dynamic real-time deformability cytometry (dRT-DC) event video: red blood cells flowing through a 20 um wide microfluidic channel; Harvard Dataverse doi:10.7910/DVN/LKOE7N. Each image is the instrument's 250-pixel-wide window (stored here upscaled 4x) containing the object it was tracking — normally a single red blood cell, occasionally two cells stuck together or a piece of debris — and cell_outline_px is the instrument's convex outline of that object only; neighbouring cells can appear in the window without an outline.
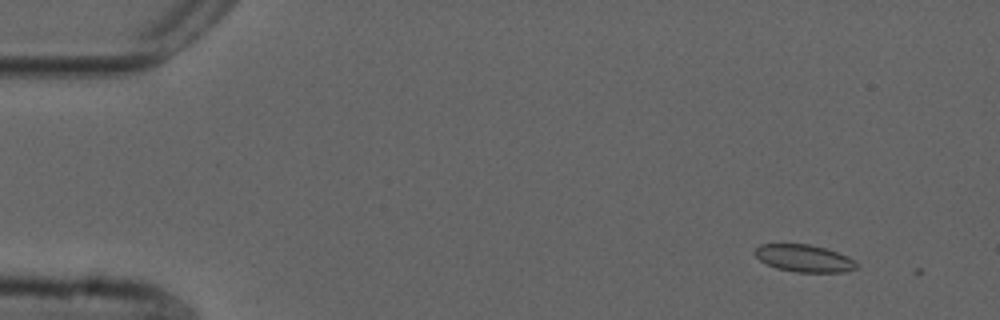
{"species": "common noctule bat (a hibernating species)", "species_latin": "Nyctalus noctula", "temperature_condition": "cold", "stored_images_in_passage": 4, "camera_frame_rate_fps": 3000, "um_per_image_px": 0.085, "animal": {"sex": "male", "forearm_length_mm": 52.5}, "frame": {"image": 1, "passage_image": 2, "time_ms": 0.333, "image_size_px": [1000, 320], "cell_outline_px": [[856, 268], [844, 272], [796, 272], [776, 268], [760, 260], [752, 252], [760, 244], [808, 244], [824, 248], [848, 256], [856, 264]], "centroid_in_image_um": [68.3, 21.95], "position_along_channel_um": 16.7, "area_um2": 15.95}}